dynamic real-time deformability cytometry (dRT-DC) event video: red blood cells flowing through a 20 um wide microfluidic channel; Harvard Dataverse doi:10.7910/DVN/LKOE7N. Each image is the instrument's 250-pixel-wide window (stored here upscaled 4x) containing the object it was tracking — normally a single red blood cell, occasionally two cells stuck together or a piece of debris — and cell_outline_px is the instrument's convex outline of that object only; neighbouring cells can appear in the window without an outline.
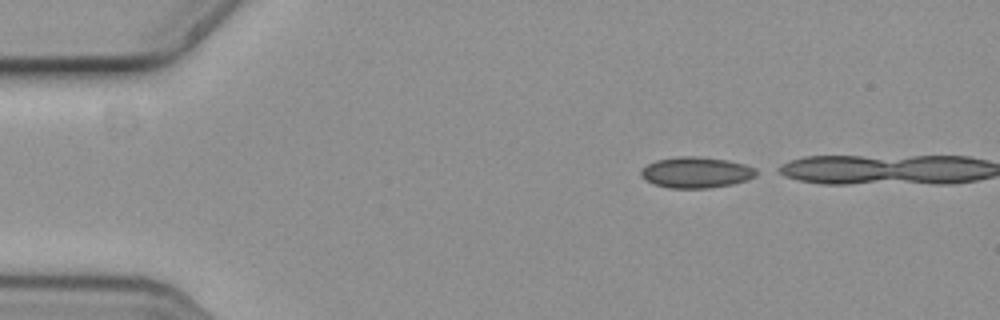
{"species": "common noctule bat (a hibernating species)", "species_latin": "Nyctalus noctula", "temperature_condition": "cold", "stored_images_in_passage": 3, "camera_frame_rate_fps": 3000, "um_per_image_px": 0.085, "animal": {"sex": "female", "body_mass_g": 19.3, "forearm_length_mm": 54.1}, "frame": {"image": 1, "passage_image": 1, "time_ms": 0.0, "image_size_px": [1000, 320], "cell_outline_px": [[756, 176], [732, 184], [708, 188], [672, 188], [656, 184], [640, 176], [640, 172], [648, 164], [656, 160], [680, 156], [700, 156], [728, 160], [744, 164], [756, 168]], "centroid_in_image_um": [59.19, 14.64], "position_along_channel_um": 25.8, "area_um2": 20.58}}